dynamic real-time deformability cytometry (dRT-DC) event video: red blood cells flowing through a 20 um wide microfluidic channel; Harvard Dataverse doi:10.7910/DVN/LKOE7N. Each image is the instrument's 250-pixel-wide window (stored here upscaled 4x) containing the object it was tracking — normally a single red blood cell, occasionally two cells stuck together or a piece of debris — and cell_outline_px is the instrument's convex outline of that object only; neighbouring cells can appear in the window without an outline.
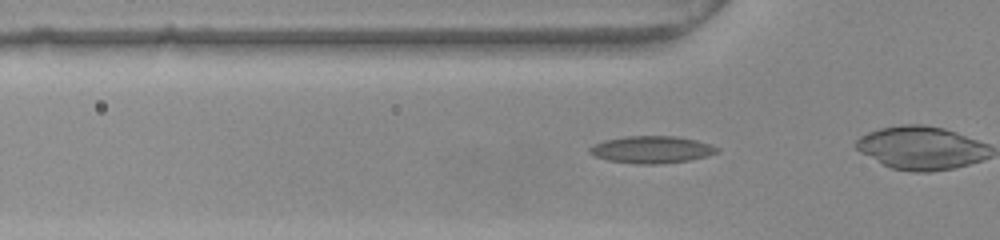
{"species": "common noctule bat (a hibernating species)", "species_latin": "Nyctalus noctula", "temperature_condition": "warm", "stored_images_in_passage": 32, "camera_frame_rate_fps": 3000, "um_per_image_px": 0.085, "animal": {"sex": "female", "body_mass_g": 22.0, "forearm_length_mm": 56.7}, "frame": {"image": 1, "passage_image": 8, "time_ms": 2.333, "image_size_px": [1000, 240], "cell_outline_px": [[720, 152], [708, 156], [688, 160], [660, 164], [636, 164], [608, 160], [596, 156], [588, 152], [588, 148], [604, 140], [628, 136], [676, 136], [696, 140], [720, 148]], "centroid_in_image_um": [55.41, 12.72], "position_along_channel_um": 70.4, "area_um2": 20.11}}
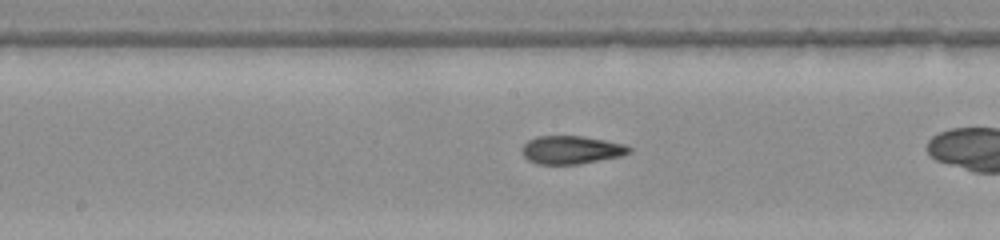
{"frame": {"image": 2, "passage_image": 18, "time_ms": 5.667, "image_size_px": [1000, 240], "cell_outline_px": [[632, 152], [620, 156], [580, 164], [536, 164], [528, 160], [524, 156], [524, 144], [528, 140], [536, 136], [580, 136], [604, 140], [624, 144], [632, 148]], "centroid_in_image_um": [48.58, 12.74], "position_along_channel_um": 199.6, "area_um2": 17.46}}
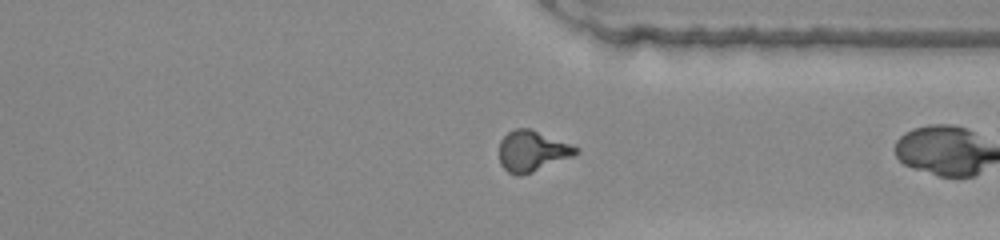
{"frame": {"image": 3, "passage_image": 31, "time_ms": 10.0, "image_size_px": [1000, 240], "cell_outline_px": [[580, 152], [572, 156], [532, 172], [520, 176], [516, 176], [508, 172], [500, 164], [500, 140], [508, 132], [516, 128], [528, 128], [580, 148]], "centroid_in_image_um": [45.21, 12.85], "position_along_channel_um": 366.2, "area_um2": 17.92}}